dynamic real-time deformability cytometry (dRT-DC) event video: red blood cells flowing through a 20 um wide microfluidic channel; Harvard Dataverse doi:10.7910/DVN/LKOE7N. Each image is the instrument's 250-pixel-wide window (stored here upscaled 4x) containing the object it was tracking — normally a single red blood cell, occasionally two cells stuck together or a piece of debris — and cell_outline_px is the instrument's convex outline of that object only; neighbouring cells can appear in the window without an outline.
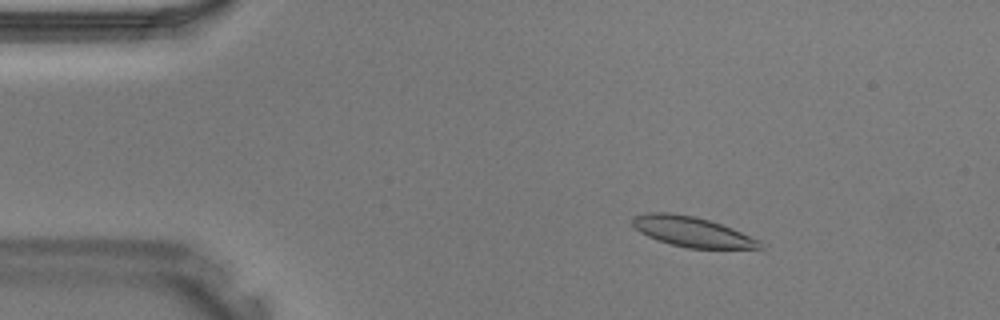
{"species": "Egyptian fruit bat (a non-hibernating species)", "species_latin": "Rousettus aegyptiacus", "temperature_condition": "warm", "stored_images_in_passage": 41, "camera_frame_rate_fps": 3000, "um_per_image_px": 0.085, "animal": {"sex": "male"}, "frame": {"image": 1, "passage_image": 7, "time_ms": 2.0, "image_size_px": [1000, 320], "cell_outline_px": [[764, 248], [688, 248], [672, 244], [648, 236], [640, 232], [632, 224], [632, 216], [648, 212], [668, 212], [692, 216], [708, 220], [732, 228], [760, 240]], "centroid_in_image_um": [58.81, 19.69], "position_along_channel_um": 26.2, "area_um2": 22.02}}
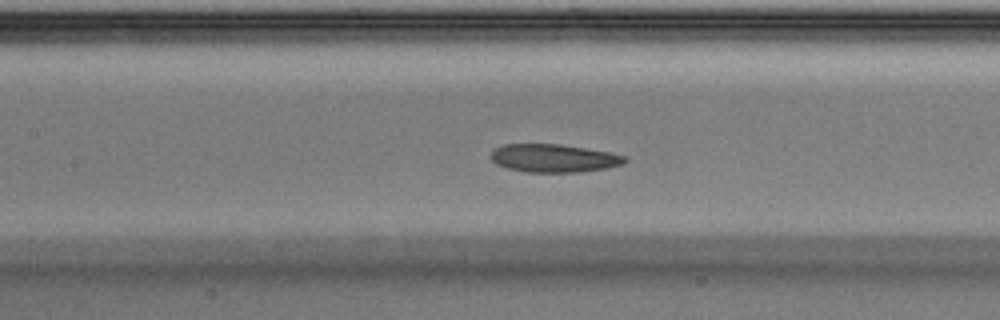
{"frame": {"image": 2, "passage_image": 19, "time_ms": 6.0, "image_size_px": [1000, 320], "cell_outline_px": [[628, 160], [624, 164], [604, 168], [580, 172], [528, 172], [508, 168], [496, 164], [488, 156], [496, 148], [504, 144], [560, 144], [608, 152], [628, 156]], "centroid_in_image_um": [47.08, 13.44], "position_along_channel_um": 160.3, "area_um2": 21.91}}
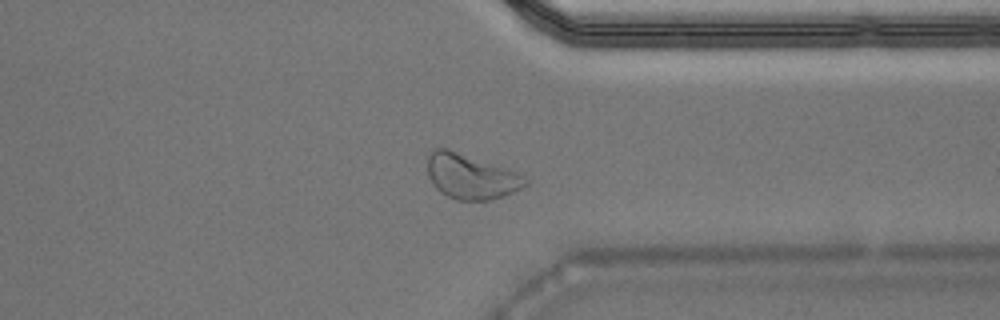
{"frame": {"image": 3, "passage_image": 32, "time_ms": 10.333, "image_size_px": [1000, 320], "cell_outline_px": [[528, 184], [504, 196], [488, 200], [456, 200], [440, 192], [432, 184], [428, 176], [428, 156], [436, 148], [448, 148], [520, 172], [528, 176]], "centroid_in_image_um": [40.06, 15.0], "position_along_channel_um": 371.3, "area_um2": 25.89}}